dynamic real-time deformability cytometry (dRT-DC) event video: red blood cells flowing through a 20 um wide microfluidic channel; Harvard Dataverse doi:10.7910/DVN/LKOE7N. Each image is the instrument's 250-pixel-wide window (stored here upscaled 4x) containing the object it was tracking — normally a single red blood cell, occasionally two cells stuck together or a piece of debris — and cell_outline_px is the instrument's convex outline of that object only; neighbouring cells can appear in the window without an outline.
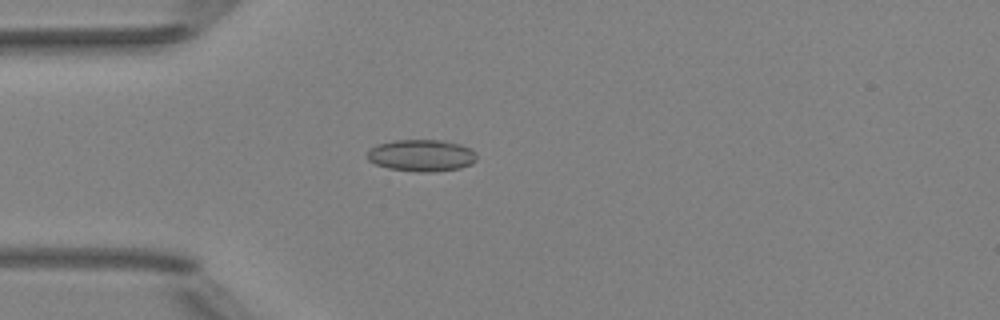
{"species": "Egyptian fruit bat (a non-hibernating species)", "species_latin": "Rousettus aegyptiacus", "temperature_condition": "room temperature", "stored_images_in_passage": 38, "camera_frame_rate_fps": 3000, "um_per_image_px": 0.085, "animal": {"sex": "female"}, "frame": {"image": 1, "passage_image": 1, "time_ms": 0.0, "image_size_px": [1000, 320], "cell_outline_px": [[476, 160], [472, 164], [460, 168], [432, 172], [416, 172], [388, 168], [376, 164], [368, 160], [368, 152], [376, 144], [392, 140], [444, 140], [460, 144], [472, 148], [476, 152]], "centroid_in_image_um": [35.86, 13.21], "position_along_channel_um": 49.1, "area_um2": 20.52}}
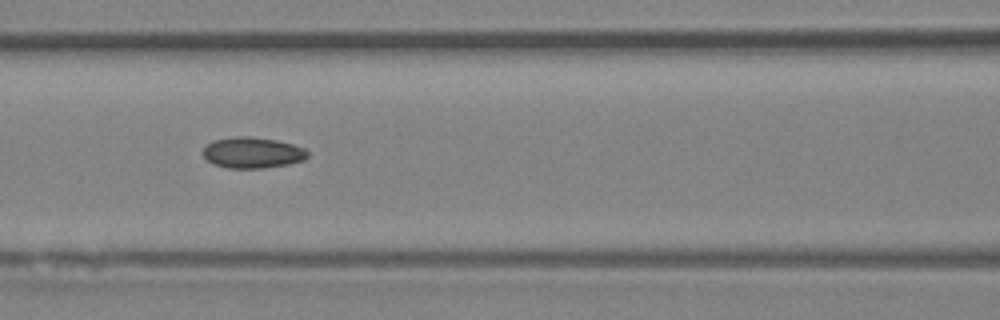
{"frame": {"image": 2, "passage_image": 9, "time_ms": 2.667, "image_size_px": [1000, 320], "cell_outline_px": [[308, 156], [304, 160], [288, 164], [264, 168], [228, 168], [212, 164], [204, 156], [204, 148], [212, 140], [236, 136], [252, 136], [276, 140], [292, 144], [304, 148], [308, 152]], "centroid_in_image_um": [21.46, 12.97], "position_along_channel_um": 145.1, "area_um2": 18.9}}
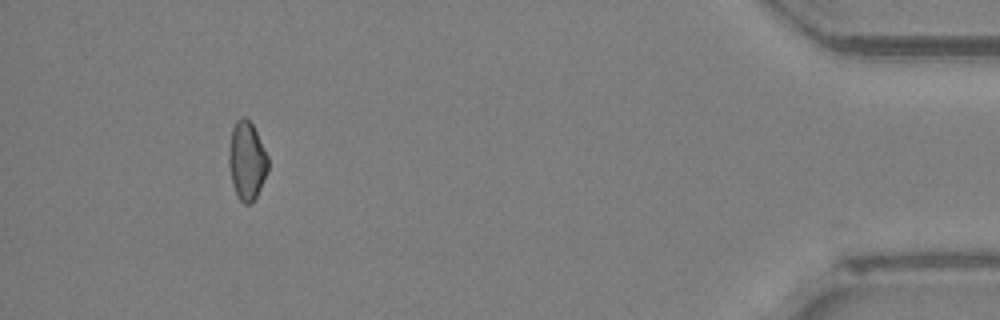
{"frame": {"image": 3, "passage_image": 34, "time_ms": 11.0, "image_size_px": [1000, 320], "cell_outline_px": [[268, 172], [256, 196], [248, 204], [244, 204], [240, 200], [232, 184], [228, 164], [228, 156], [232, 128], [236, 120], [240, 116], [244, 116], [252, 124], [268, 156]], "centroid_in_image_um": [20.97, 13.64], "position_along_channel_um": 414.2, "area_um2": 17.8}}